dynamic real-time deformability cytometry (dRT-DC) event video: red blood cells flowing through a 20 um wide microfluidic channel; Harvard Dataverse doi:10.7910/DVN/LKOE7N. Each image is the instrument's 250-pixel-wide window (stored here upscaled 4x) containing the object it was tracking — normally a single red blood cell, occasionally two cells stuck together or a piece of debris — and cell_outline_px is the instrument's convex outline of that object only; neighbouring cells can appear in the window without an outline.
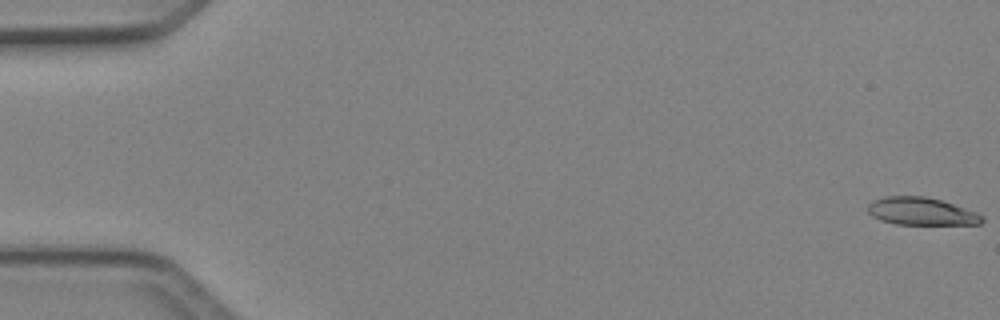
{"species": "Egyptian fruit bat (a non-hibernating species)", "species_latin": "Rousettus aegyptiacus", "temperature_condition": "cold", "stored_images_in_passage": 4, "camera_frame_rate_fps": 3000, "um_per_image_px": 0.085, "animal": {"sex": "female"}, "frame": {"image": 1, "passage_image": 1, "time_ms": 0.0, "image_size_px": [1000, 320], "cell_outline_px": [[984, 220], [980, 224], [896, 224], [880, 220], [872, 216], [868, 212], [868, 204], [872, 200], [888, 196], [924, 196], [940, 200], [976, 212], [984, 216]], "centroid_in_image_um": [78.29, 17.97], "position_along_channel_um": 6.7, "area_um2": 18.26}}
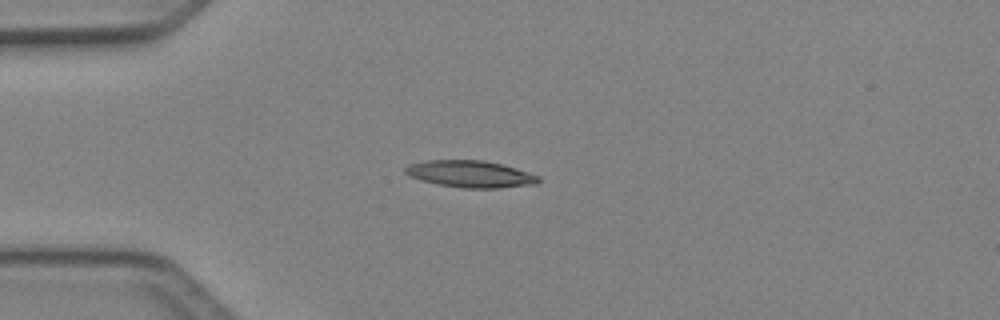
{"frame": {"image": 2, "passage_image": 4, "time_ms": 1.0, "image_size_px": [1000, 320], "cell_outline_px": [[540, 180], [536, 184], [500, 188], [464, 188], [440, 184], [420, 180], [408, 176], [404, 172], [404, 168], [408, 164], [424, 160], [484, 160], [516, 168], [540, 176]], "centroid_in_image_um": [39.96, 14.78], "position_along_channel_um": 45.0, "area_um2": 20.92}}